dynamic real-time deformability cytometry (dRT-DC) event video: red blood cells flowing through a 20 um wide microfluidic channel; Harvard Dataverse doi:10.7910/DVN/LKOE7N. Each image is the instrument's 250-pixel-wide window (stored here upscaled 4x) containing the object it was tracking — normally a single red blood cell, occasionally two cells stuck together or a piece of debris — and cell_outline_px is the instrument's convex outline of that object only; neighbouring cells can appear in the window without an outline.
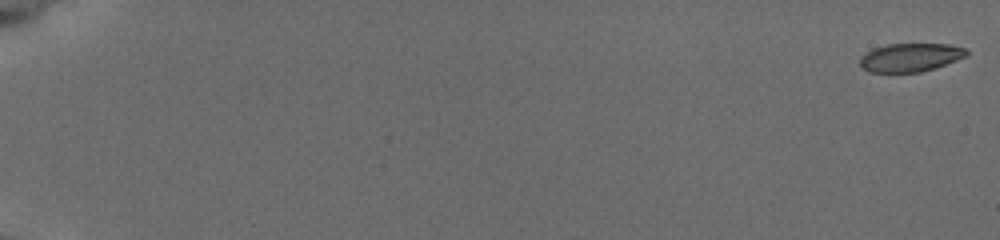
{"species": "common noctule bat (a hibernating species)", "species_latin": "Nyctalus noctula", "temperature_condition": "cold", "stored_images_in_passage": 57, "camera_frame_rate_fps": 3000, "um_per_image_px": 0.085, "animal": {"sex": "female", "body_mass_g": 19.5, "forearm_length_mm": 54.1}, "frame": {"image": 1, "passage_image": 1, "time_ms": 0.0, "image_size_px": [1000, 240], "cell_outline_px": [[968, 56], [936, 68], [920, 72], [872, 72], [864, 68], [860, 64], [860, 56], [872, 48], [888, 44], [948, 44], [964, 48], [968, 52]], "centroid_in_image_um": [77.39, 4.88], "position_along_channel_um": 7.6, "area_um2": 17.69}}
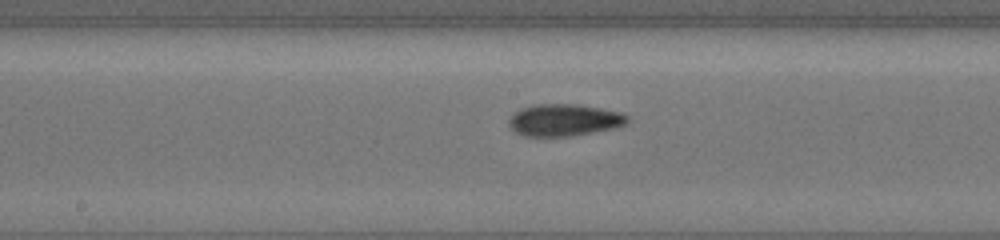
{"frame": {"image": 2, "passage_image": 33, "time_ms": 10.667, "image_size_px": [1000, 240], "cell_outline_px": [[628, 120], [624, 124], [616, 128], [572, 136], [524, 136], [516, 132], [508, 124], [508, 120], [520, 108], [536, 104], [576, 104], [624, 112], [628, 116]], "centroid_in_image_um": [47.98, 10.2], "position_along_channel_um": 200.2, "area_um2": 22.14}}
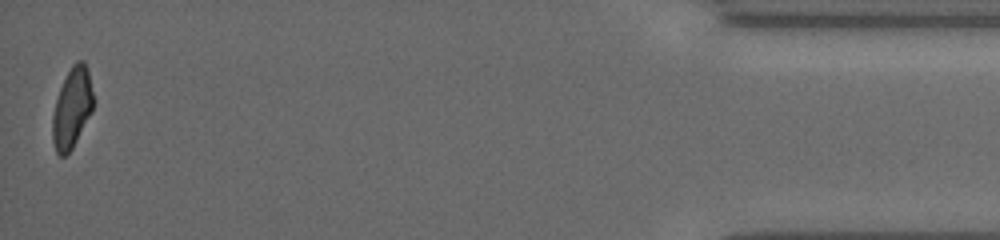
{"frame": {"image": 3, "passage_image": 57, "time_ms": 18.667, "image_size_px": [1000, 240], "cell_outline_px": [[96, 100], [92, 112], [72, 148], [64, 156], [60, 156], [56, 152], [52, 140], [52, 116], [56, 100], [60, 88], [72, 64], [76, 60], [84, 60], [88, 68]], "centroid_in_image_um": [6.16, 9.14], "position_along_channel_um": 429.0, "area_um2": 19.42}, "authors_computed_cell_mechanics": {"area_um2": 20.2878, "velocity_mm_per_s": 3.7792, "shape_relaxation_time_tau1_ms": 3.0601, "shape_relaxation_time_tau2_ms": 3.8582, "deformation_change_tau1": 0.1402, "deformation_change_tau2": 0.1054}}